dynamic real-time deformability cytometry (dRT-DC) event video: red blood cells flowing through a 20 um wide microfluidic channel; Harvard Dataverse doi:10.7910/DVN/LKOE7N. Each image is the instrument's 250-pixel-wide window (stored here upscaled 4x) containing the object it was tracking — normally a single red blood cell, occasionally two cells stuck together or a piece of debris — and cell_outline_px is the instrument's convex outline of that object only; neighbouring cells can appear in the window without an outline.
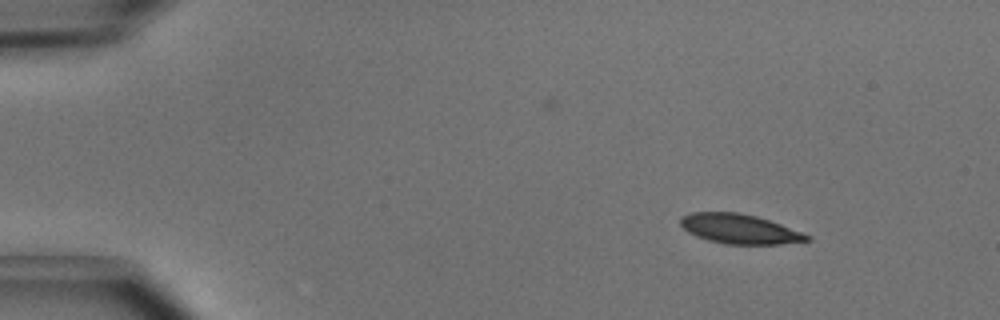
{"species": "common noctule bat (a hibernating species)", "species_latin": "Nyctalus noctula", "temperature_condition": "cold", "stored_images_in_passage": 6, "camera_frame_rate_fps": 3000, "um_per_image_px": 0.085, "animal": {"sex": "male", "body_mass_g": 15.6}, "frame": {"image": 1, "passage_image": 1, "time_ms": 0.0, "image_size_px": [1000, 320], "cell_outline_px": [[812, 240], [780, 244], [724, 244], [708, 240], [696, 236], [688, 232], [680, 224], [680, 216], [692, 212], [740, 212], [756, 216], [780, 224], [812, 236]], "centroid_in_image_um": [62.85, 19.46], "position_along_channel_um": 22.2, "area_um2": 21.85}}
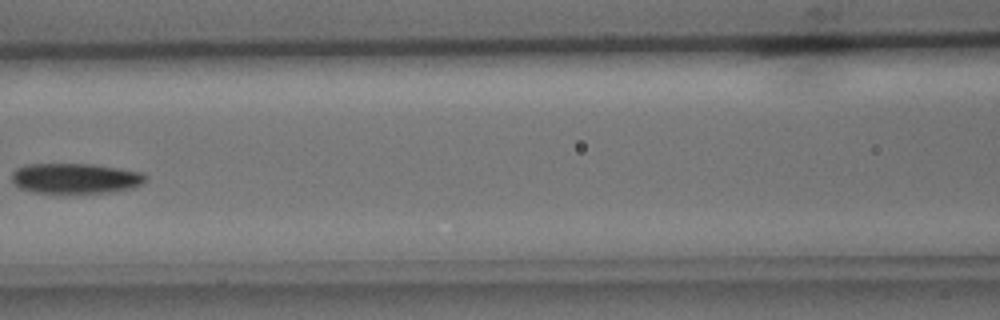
{"frame": {"image": 2, "passage_image": 5, "time_ms": 1.333, "image_size_px": [1000, 320], "cell_outline_px": [[148, 180], [132, 188], [112, 192], [84, 196], [32, 192], [20, 188], [12, 184], [12, 172], [16, 168], [24, 164], [92, 164], [144, 172], [148, 176]], "centroid_in_image_um": [6.41, 15.21], "position_along_channel_um": 160.2, "area_um2": 24.85}}
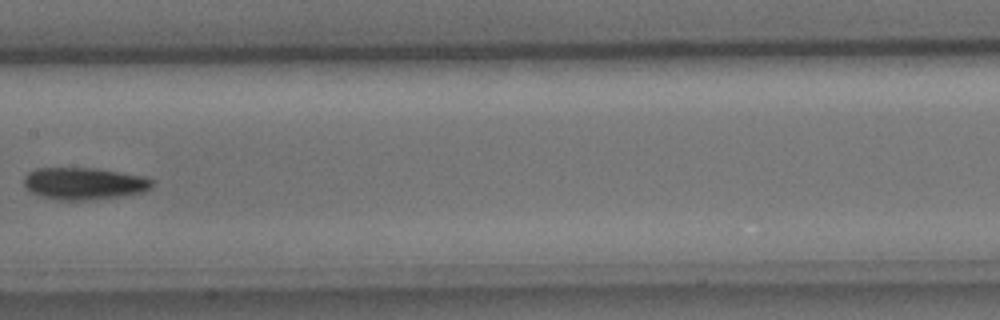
{"frame": {"image": 3, "passage_image": 6, "time_ms": 1.667, "image_size_px": [1000, 320], "cell_outline_px": [[152, 188], [144, 192], [124, 196], [84, 200], [60, 200], [40, 196], [24, 188], [24, 176], [28, 172], [36, 168], [96, 168], [144, 176], [152, 180]], "centroid_in_image_um": [7.14, 15.6], "position_along_channel_um": 200.3, "area_um2": 24.1}}